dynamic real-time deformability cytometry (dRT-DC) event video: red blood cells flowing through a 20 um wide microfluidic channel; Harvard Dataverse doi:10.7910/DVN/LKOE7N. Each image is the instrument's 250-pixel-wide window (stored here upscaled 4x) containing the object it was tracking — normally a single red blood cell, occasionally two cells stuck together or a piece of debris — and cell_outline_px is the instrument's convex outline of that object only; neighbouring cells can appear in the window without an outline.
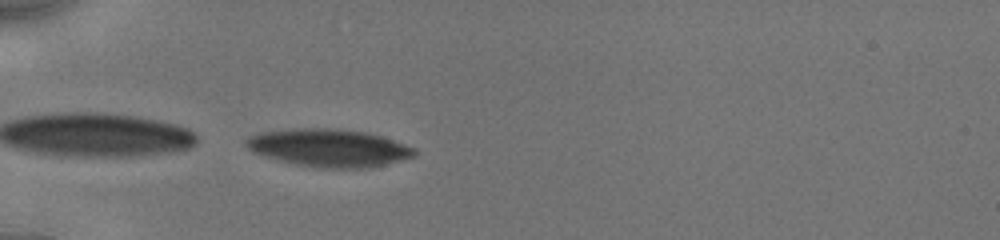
{"species": "human", "species_latin": "Homo sapiens", "temperature_condition": "cold", "stored_images_in_passage": 28, "segment_of_instrument_passage": [2, 2], "camera_frame_rate_fps": 3000, "um_per_image_px": 0.085, "donor": {"sex": "male"}, "frame": {"image": 1, "passage_image": 15, "time_ms": 5.667, "image_size_px": [1000, 240], "cell_outline_px": [[416, 156], [372, 168], [324, 168], [296, 164], [264, 156], [252, 152], [244, 144], [244, 140], [252, 136], [264, 132], [300, 128], [324, 128], [364, 132], [380, 136], [416, 148]], "centroid_in_image_um": [27.98, 12.58], "position_along_channel_um": 57.0, "area_um2": 36.65}}
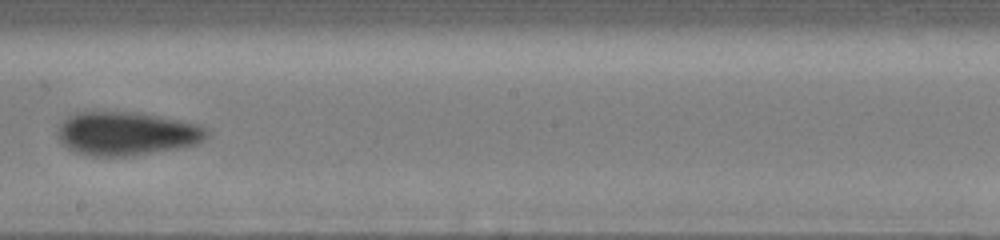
{"frame": {"image": 2, "passage_image": 23, "time_ms": 10.667, "image_size_px": [1000, 240], "cell_outline_px": [[212, 132], [204, 140], [196, 144], [176, 148], [128, 156], [92, 156], [76, 152], [68, 148], [56, 136], [56, 132], [60, 120], [76, 112], [136, 112], [184, 120], [200, 124], [208, 128]], "centroid_in_image_um": [10.77, 11.33], "position_along_channel_um": 237.4, "area_um2": 38.26}}
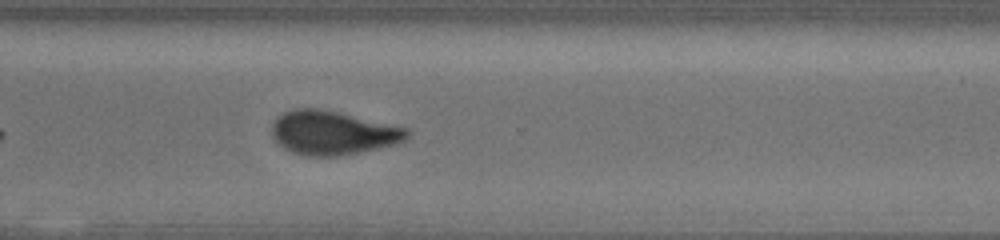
{"frame": {"image": 3, "passage_image": 28, "time_ms": 13.333, "image_size_px": [1000, 240], "cell_outline_px": [[408, 136], [404, 140], [396, 144], [336, 156], [308, 156], [292, 152], [284, 148], [272, 136], [272, 124], [284, 112], [296, 108], [320, 108], [408, 128]], "centroid_in_image_um": [28.26, 11.28], "position_along_channel_um": 342.3, "area_um2": 34.04}}